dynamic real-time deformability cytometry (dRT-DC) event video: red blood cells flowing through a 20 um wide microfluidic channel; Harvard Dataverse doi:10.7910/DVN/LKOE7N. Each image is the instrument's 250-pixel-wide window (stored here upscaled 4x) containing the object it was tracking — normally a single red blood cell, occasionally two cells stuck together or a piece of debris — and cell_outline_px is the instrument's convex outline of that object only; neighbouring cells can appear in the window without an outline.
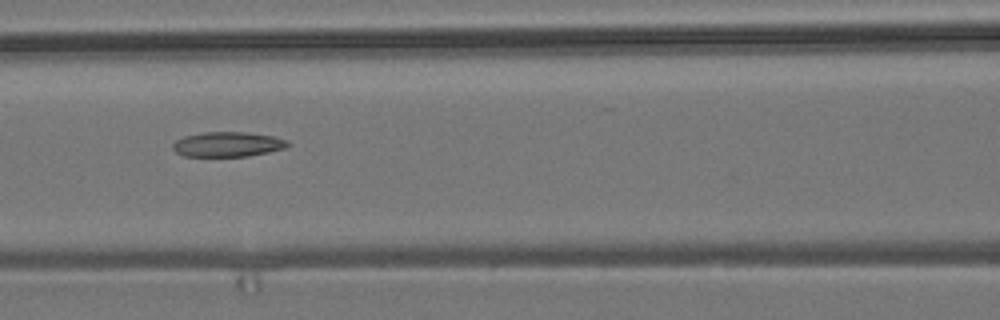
{"species": "common noctule bat (a hibernating species)", "species_latin": "Nyctalus noctula", "temperature_condition": "room temperature", "stored_images_in_passage": 9, "camera_frame_rate_fps": 3000, "um_per_image_px": 0.085, "animal": {"sex": "male", "body_mass_g": 19.2, "forearm_length_mm": 51.8}, "frame": {"image": 1, "passage_image": 6, "time_ms": 1.667, "image_size_px": [1000, 320], "cell_outline_px": [[292, 144], [288, 148], [248, 156], [184, 156], [176, 152], [172, 148], [172, 144], [176, 140], [184, 136], [204, 132], [244, 132], [272, 136], [288, 140]], "centroid_in_image_um": [19.39, 12.27], "position_along_channel_um": 147.2, "area_um2": 16.76}}
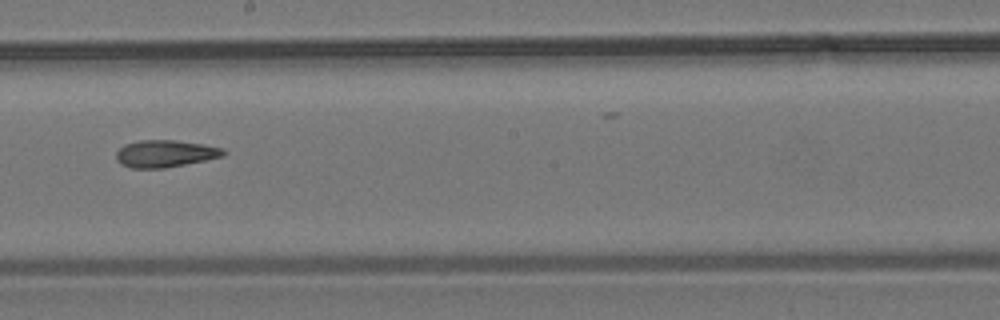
{"frame": {"image": 2, "passage_image": 8, "time_ms": 2.333, "image_size_px": [1000, 320], "cell_outline_px": [[224, 156], [164, 168], [132, 168], [120, 164], [116, 160], [116, 152], [124, 144], [140, 140], [176, 140], [204, 144], [224, 148]], "centroid_in_image_um": [14.01, 13.05], "position_along_channel_um": 234.2, "area_um2": 16.94}}
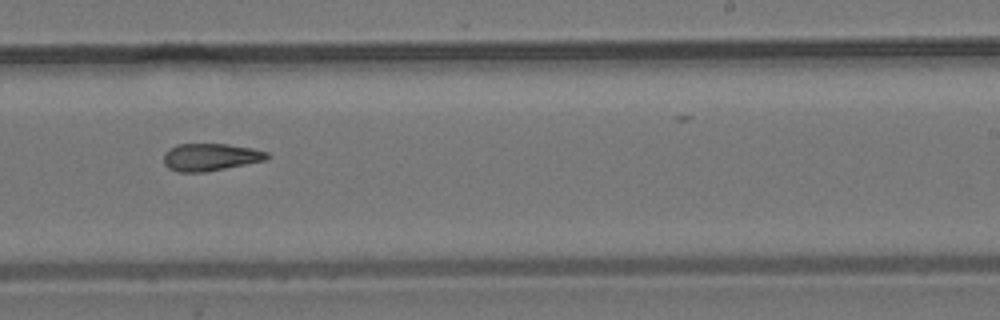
{"frame": {"image": 3, "passage_image": 9, "time_ms": 2.667, "image_size_px": [1000, 320], "cell_outline_px": [[272, 156], [264, 160], [204, 172], [176, 172], [168, 168], [164, 164], [164, 152], [168, 148], [176, 144], [228, 144], [252, 148], [268, 152]], "centroid_in_image_um": [17.85, 13.34], "position_along_channel_um": 271.2, "area_um2": 16.53}}